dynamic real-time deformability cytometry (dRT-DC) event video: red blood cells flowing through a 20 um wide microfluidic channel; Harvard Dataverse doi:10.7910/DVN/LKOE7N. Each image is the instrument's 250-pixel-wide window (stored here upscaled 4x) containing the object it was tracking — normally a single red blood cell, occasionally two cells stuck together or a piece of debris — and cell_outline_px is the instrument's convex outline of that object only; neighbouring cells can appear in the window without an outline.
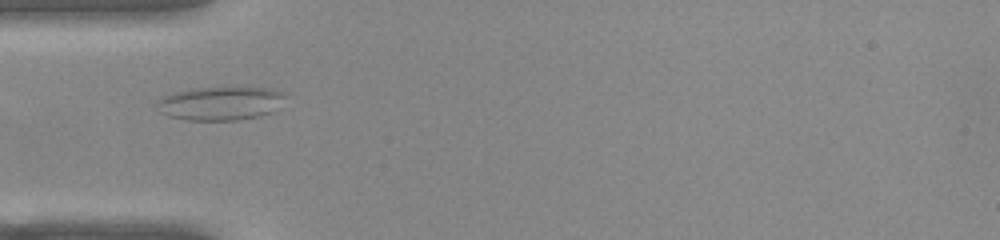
{"species": "common noctule bat (a hibernating species)", "species_latin": "Nyctalus noctula", "temperature_condition": "warm", "stored_images_in_passage": 31, "camera_frame_rate_fps": 3000, "um_per_image_px": 0.085, "animal": {"sex": "female", "body_mass_g": 22.0, "forearm_length_mm": 56.7}, "frame": {"image": 1, "passage_image": 1, "time_ms": 0.0, "image_size_px": [1000, 240], "cell_outline_px": [[284, 96], [268, 112], [260, 116], [236, 120], [188, 120], [168, 116], [160, 112], [156, 104], [156, 100], [160, 96], [192, 88], [272, 88], [280, 92]], "centroid_in_image_um": [18.59, 8.79], "position_along_channel_um": 66.4, "area_um2": 24.57}}
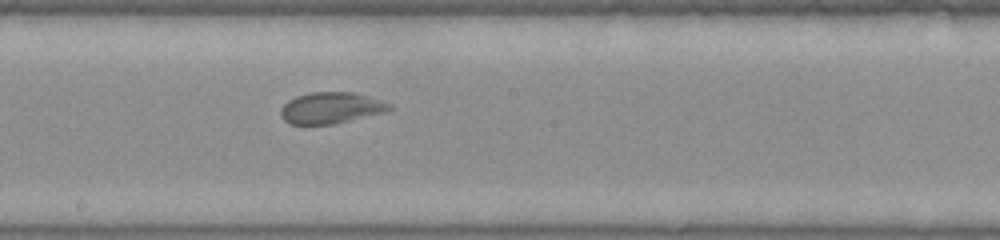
{"frame": {"image": 2, "passage_image": 13, "time_ms": 4.0, "image_size_px": [1000, 240], "cell_outline_px": [[392, 108], [388, 112], [332, 124], [288, 124], [280, 116], [280, 108], [288, 100], [296, 96], [312, 92], [352, 92], [368, 96], [392, 104]], "centroid_in_image_um": [28.13, 9.17], "position_along_channel_um": 220.1, "area_um2": 19.94}}
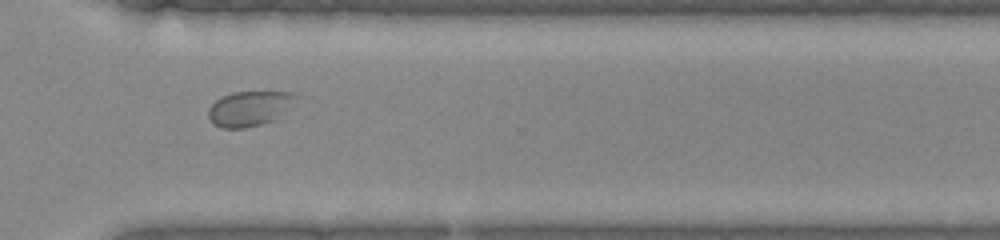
{"frame": {"image": 3, "passage_image": 23, "time_ms": 7.333, "image_size_px": [1000, 240], "cell_outline_px": [[308, 96], [272, 120], [260, 124], [244, 128], [220, 128], [212, 124], [208, 116], [208, 108], [220, 96], [232, 92], [296, 92]], "centroid_in_image_um": [21.31, 9.19], "position_along_channel_um": 349.3, "area_um2": 18.5}, "authors_computed_cell_mechanics": {"area_um2": 19.9988, "velocity_mm_per_s": 3.851, "shape_relaxation_time_tau1_ms": null, "shape_relaxation_time_tau2_ms": 0.7854, "deformation_change_tau1": null, "deformation_change_tau2": 0.0509}}